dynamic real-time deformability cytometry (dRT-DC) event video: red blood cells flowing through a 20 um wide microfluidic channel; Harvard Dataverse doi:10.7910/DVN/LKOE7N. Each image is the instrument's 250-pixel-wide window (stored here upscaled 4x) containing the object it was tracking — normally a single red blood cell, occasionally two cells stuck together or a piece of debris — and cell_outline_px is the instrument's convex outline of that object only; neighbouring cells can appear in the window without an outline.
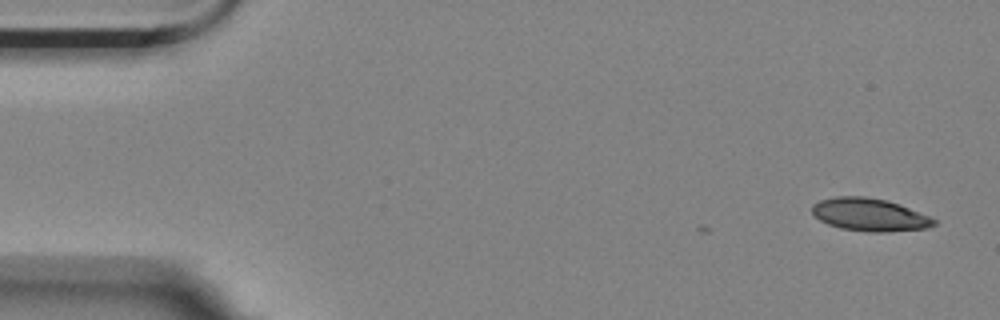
{"species": "Egyptian fruit bat (a non-hibernating species)", "species_latin": "Rousettus aegyptiacus", "temperature_condition": "room temperature", "stored_images_in_passage": 6, "segment_of_instrument_passage": [2, 2], "camera_frame_rate_fps": 3000, "um_per_image_px": 0.085, "animal": {"sex": "female"}, "frame": {"image": 1, "passage_image": 6, "time_ms": 1.667, "image_size_px": [1000, 320], "cell_outline_px": [[936, 224], [928, 228], [880, 232], [872, 232], [840, 228], [828, 224], [820, 220], [812, 212], [812, 204], [820, 200], [836, 196], [864, 196], [884, 200], [932, 216], [936, 220]], "centroid_in_image_um": [73.91, 18.25], "position_along_channel_um": 11.1, "area_um2": 23.06}}